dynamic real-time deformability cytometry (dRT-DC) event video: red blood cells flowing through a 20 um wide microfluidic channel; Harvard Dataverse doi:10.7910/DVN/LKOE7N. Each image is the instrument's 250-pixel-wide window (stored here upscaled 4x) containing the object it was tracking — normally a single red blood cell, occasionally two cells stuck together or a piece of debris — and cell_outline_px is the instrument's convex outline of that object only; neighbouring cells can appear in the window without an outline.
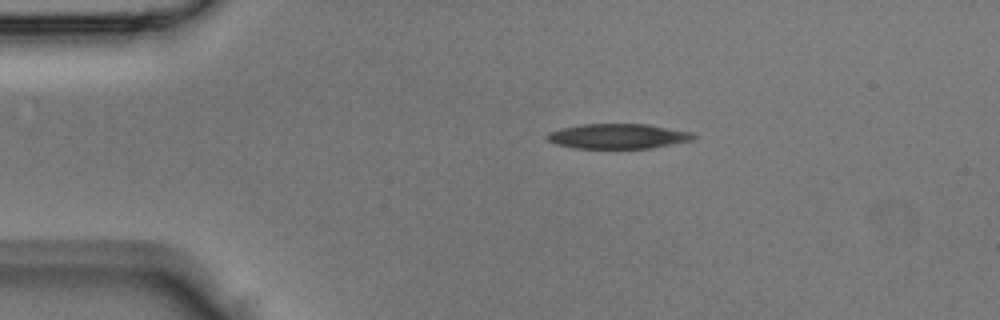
{"species": "Egyptian fruit bat (a non-hibernating species)", "species_latin": "Rousettus aegyptiacus", "temperature_condition": "room temperature", "stored_images_in_passage": 36, "camera_frame_rate_fps": 3000, "um_per_image_px": 0.085, "animal": {"sex": "male"}, "frame": {"image": 1, "passage_image": 1, "time_ms": 0.0, "image_size_px": [1000, 320], "cell_outline_px": [[696, 136], [692, 140], [652, 148], [572, 148], [556, 144], [548, 140], [544, 136], [548, 132], [580, 124], [648, 124], [692, 132]], "centroid_in_image_um": [52.51, 11.58], "position_along_channel_um": 32.5, "area_um2": 21.27}}
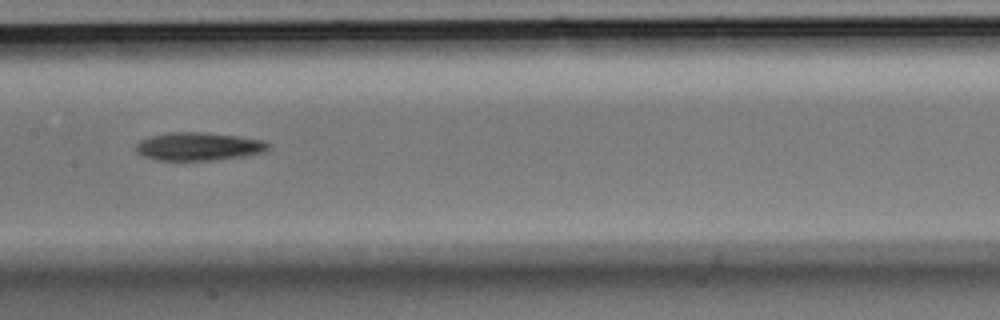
{"frame": {"image": 2, "passage_image": 14, "time_ms": 4.333, "image_size_px": [1000, 320], "cell_outline_px": [[272, 148], [264, 152], [248, 156], [216, 160], [156, 160], [144, 156], [136, 152], [136, 144], [140, 140], [152, 136], [172, 132], [200, 132], [236, 136], [264, 140], [272, 144]], "centroid_in_image_um": [16.95, 12.46], "position_along_channel_um": 190.4, "area_um2": 21.85}}
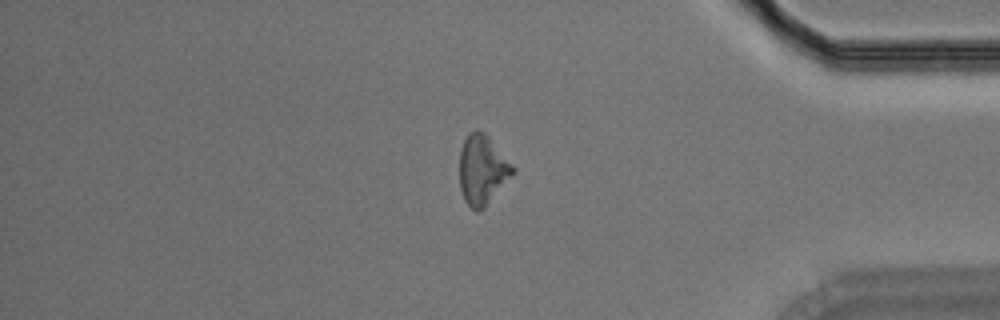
{"frame": {"image": 3, "passage_image": 29, "time_ms": 9.333, "image_size_px": [1000, 320], "cell_outline_px": [[516, 172], [484, 208], [476, 212], [464, 200], [460, 188], [460, 148], [468, 132], [476, 128], [484, 132], [488, 136], [516, 168]], "centroid_in_image_um": [41.01, 14.41], "position_along_channel_um": 394.2, "area_um2": 21.79}}